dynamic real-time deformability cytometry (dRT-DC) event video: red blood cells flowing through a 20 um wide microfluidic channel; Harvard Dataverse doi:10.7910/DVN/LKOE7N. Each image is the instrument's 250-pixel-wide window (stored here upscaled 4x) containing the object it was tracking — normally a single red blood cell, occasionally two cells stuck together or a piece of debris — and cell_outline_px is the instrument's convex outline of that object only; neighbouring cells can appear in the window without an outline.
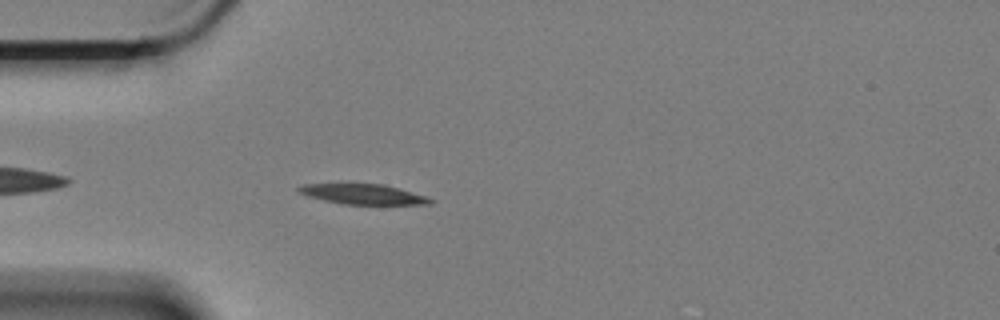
{"species": "Egyptian fruit bat (a non-hibernating species)", "species_latin": "Rousettus aegyptiacus", "temperature_condition": "cold", "stored_images_in_passage": 4, "camera_frame_rate_fps": 3000, "um_per_image_px": 0.085, "animal": {"sex": "female"}, "frame": {"image": 1, "passage_image": 1, "time_ms": 0.0, "image_size_px": [1000, 320], "cell_outline_px": [[436, 200], [432, 204], [344, 204], [324, 200], [308, 196], [296, 192], [296, 188], [304, 184], [384, 184], [400, 188], [428, 196]], "centroid_in_image_um": [30.91, 16.5], "position_along_channel_um": 54.1, "area_um2": 15.55}}